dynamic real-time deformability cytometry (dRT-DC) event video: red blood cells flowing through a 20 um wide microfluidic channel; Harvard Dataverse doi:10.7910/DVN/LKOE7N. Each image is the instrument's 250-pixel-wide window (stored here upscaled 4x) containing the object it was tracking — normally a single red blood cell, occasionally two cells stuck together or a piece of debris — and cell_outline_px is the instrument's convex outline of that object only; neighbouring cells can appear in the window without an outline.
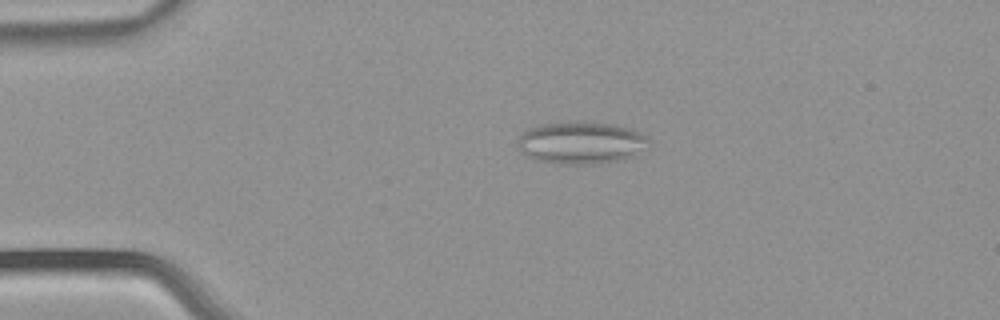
{"species": "common noctule bat (a hibernating species)", "species_latin": "Nyctalus noctula", "temperature_condition": "warm", "stored_images_in_passage": 53, "camera_frame_rate_fps": 3000, "um_per_image_px": 0.085, "animal": {"sex": "male", "body_mass_g": 21.5, "forearm_length_mm": 52.0}, "frame": {"image": 1, "passage_image": 12, "time_ms": 3.667, "image_size_px": [1000, 320], "cell_outline_px": [[648, 140], [632, 156], [624, 160], [592, 164], [552, 164], [536, 160], [528, 156], [520, 148], [520, 136], [528, 128], [540, 124], [572, 120], [576, 120], [616, 124], [640, 132], [648, 136]], "centroid_in_image_um": [49.36, 12.11], "position_along_channel_um": 35.6, "area_um2": 32.31}}
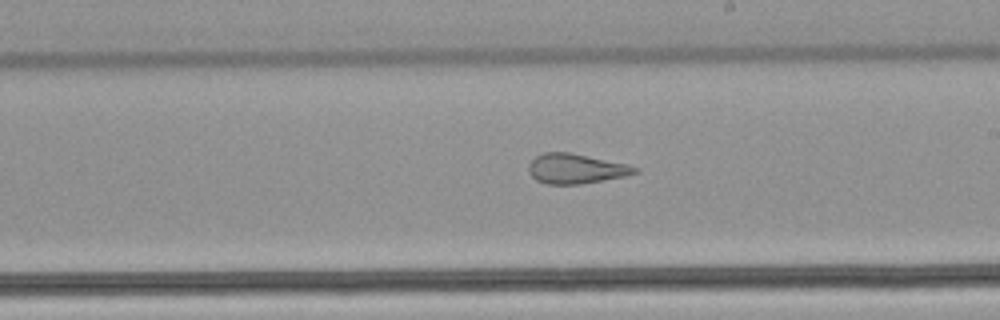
{"frame": {"image": 2, "passage_image": 31, "time_ms": 10.0, "image_size_px": [1000, 320], "cell_outline_px": [[640, 172], [624, 176], [580, 184], [548, 184], [536, 180], [528, 172], [528, 164], [536, 156], [544, 152], [568, 152], [628, 164], [640, 168]], "centroid_in_image_um": [48.95, 14.33], "position_along_channel_um": 240.1, "area_um2": 18.44}}
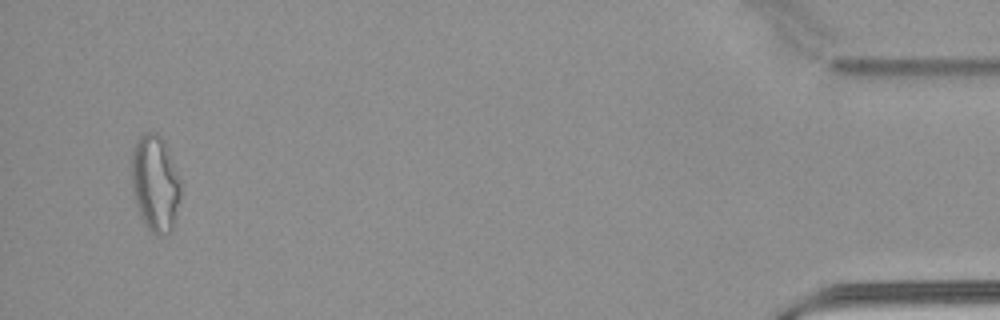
{"frame": {"image": 3, "passage_image": 51, "time_ms": 16.667, "image_size_px": [1000, 320], "cell_outline_px": [[180, 196], [176, 216], [172, 228], [168, 232], [160, 236], [156, 236], [144, 224], [132, 192], [128, 164], [132, 148], [136, 140], [140, 136], [148, 132], [156, 132], [164, 140], [168, 148], [180, 180]], "centroid_in_image_um": [13.14, 15.54], "position_along_channel_um": 422.1, "area_um2": 28.21}, "authors_computed_cell_mechanics": {"area_um2": 24.276, "velocity_mm_per_s": 3.9213, "shape_relaxation_time_tau1_ms": null, "shape_relaxation_time_tau2_ms": 1.732, "deformation_change_tau1": null, "deformation_change_tau2": 0.1048}}